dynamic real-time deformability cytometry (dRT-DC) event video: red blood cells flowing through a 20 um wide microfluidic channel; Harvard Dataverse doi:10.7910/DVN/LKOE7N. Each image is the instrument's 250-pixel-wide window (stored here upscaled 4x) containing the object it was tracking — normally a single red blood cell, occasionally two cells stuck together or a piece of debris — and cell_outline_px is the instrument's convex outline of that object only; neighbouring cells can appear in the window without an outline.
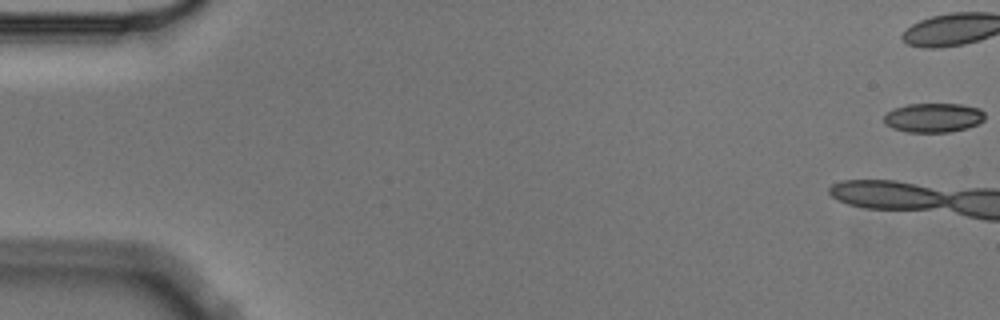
{"species": "Egyptian fruit bat (a non-hibernating species)", "species_latin": "Rousettus aegyptiacus", "temperature_condition": "cold", "stored_images_in_passage": 7, "camera_frame_rate_fps": 3000, "um_per_image_px": 0.085, "animal": {"sex": "male"}, "frame": {"image": 1, "passage_image": 1, "time_ms": 0.0, "image_size_px": [1000, 320], "cell_outline_px": [[984, 120], [968, 128], [948, 132], [908, 132], [892, 128], [884, 124], [884, 116], [888, 112], [896, 108], [908, 104], [960, 104], [980, 108], [984, 112]], "centroid_in_image_um": [79.35, 10.0], "position_along_channel_um": 5.7, "area_um2": 17.17}}
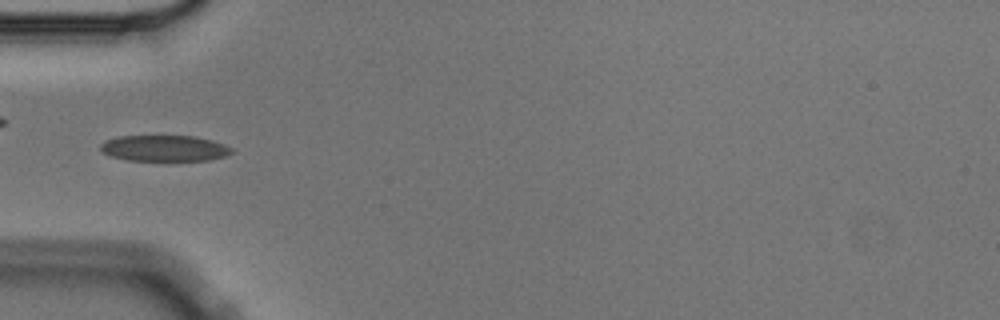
{"frame": {"image": 2, "passage_image": 7, "time_ms": 2.0, "image_size_px": [1000, 320], "cell_outline_px": [[232, 152], [224, 156], [208, 160], [128, 160], [108, 156], [100, 152], [100, 144], [104, 140], [120, 136], [196, 136], [212, 140], [224, 144], [232, 148]], "centroid_in_image_um": [13.91, 12.59], "position_along_channel_um": 71.1, "area_um2": 19.94}}